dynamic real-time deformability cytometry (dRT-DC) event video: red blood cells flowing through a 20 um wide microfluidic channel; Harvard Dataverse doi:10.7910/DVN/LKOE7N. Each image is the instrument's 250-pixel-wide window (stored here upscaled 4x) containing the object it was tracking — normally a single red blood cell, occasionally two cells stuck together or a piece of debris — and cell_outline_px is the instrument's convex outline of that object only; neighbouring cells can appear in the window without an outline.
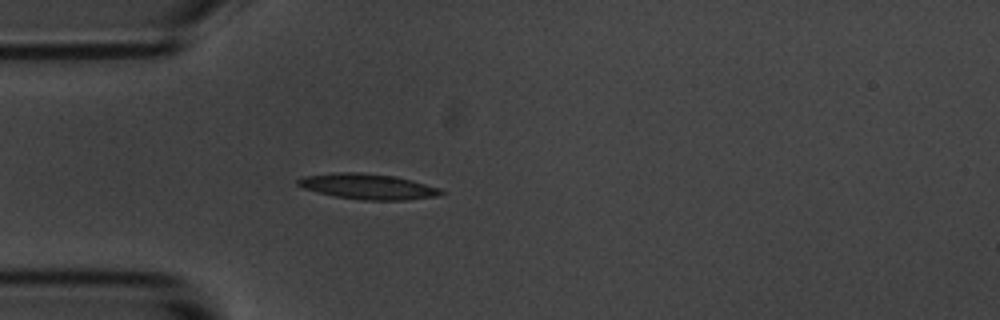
{"species": "common noctule bat (a hibernating species)", "species_latin": "Nyctalus noctula", "temperature_condition": "room temperature", "stored_images_in_passage": 4, "camera_frame_rate_fps": 3000, "um_per_image_px": 0.085, "animal": {"sex": "male", "body_mass_g": 20.1, "forearm_length_mm": 53.5}, "frame": {"image": 1, "passage_image": 4, "time_ms": 3.333, "image_size_px": [1000, 320], "cell_outline_px": [[444, 192], [436, 196], [404, 200], [364, 200], [336, 196], [304, 188], [296, 184], [296, 180], [304, 176], [336, 172], [360, 172], [396, 176], [412, 180], [440, 188]], "centroid_in_image_um": [31.27, 15.84], "position_along_channel_um": 53.7, "area_um2": 21.1}}